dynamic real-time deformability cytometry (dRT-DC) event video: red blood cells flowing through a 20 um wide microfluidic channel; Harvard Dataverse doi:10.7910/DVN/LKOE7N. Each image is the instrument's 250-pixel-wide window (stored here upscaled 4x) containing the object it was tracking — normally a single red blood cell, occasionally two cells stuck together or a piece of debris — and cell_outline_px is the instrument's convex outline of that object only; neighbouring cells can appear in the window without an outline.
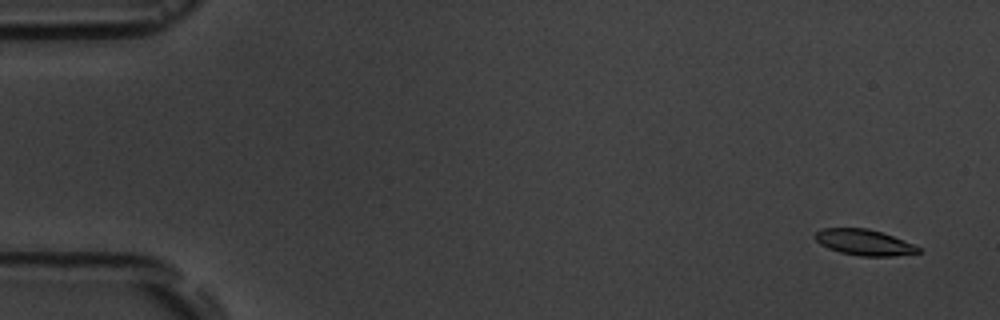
{"species": "common noctule bat (a hibernating species)", "species_latin": "Nyctalus noctula", "temperature_condition": "room temperature", "stored_images_in_passage": 5, "camera_frame_rate_fps": 3000, "um_per_image_px": 0.085, "animal": {"sex": "male", "body_mass_g": 19.5, "forearm_length_mm": 54.6}, "frame": {"image": 1, "passage_image": 1, "time_ms": 0.0, "image_size_px": [1000, 320], "cell_outline_px": [[920, 252], [892, 256], [860, 256], [840, 252], [828, 248], [820, 244], [812, 236], [816, 232], [824, 228], [868, 228], [892, 236], [912, 244], [920, 248]], "centroid_in_image_um": [73.39, 20.6], "position_along_channel_um": 11.6, "area_um2": 15.37}}
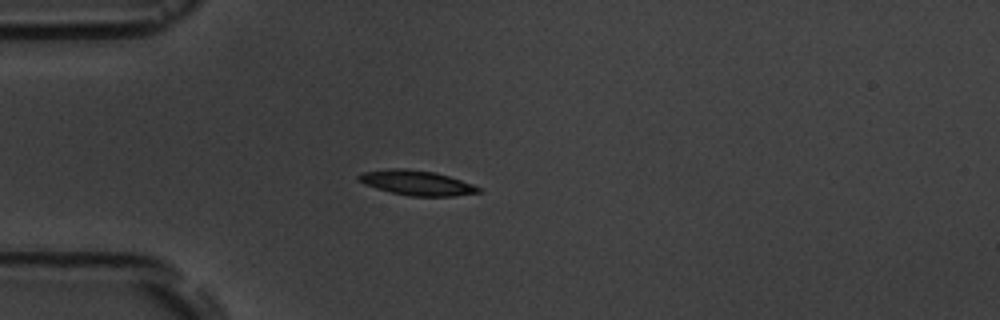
{"frame": {"image": 2, "passage_image": 5, "time_ms": 4.333, "image_size_px": [1000, 320], "cell_outline_px": [[480, 192], [456, 196], [412, 196], [392, 192], [376, 188], [364, 184], [356, 180], [356, 176], [360, 172], [388, 168], [404, 168], [432, 172], [448, 176], [472, 184], [480, 188]], "centroid_in_image_um": [35.34, 15.53], "position_along_channel_um": 49.7, "area_um2": 17.28}}